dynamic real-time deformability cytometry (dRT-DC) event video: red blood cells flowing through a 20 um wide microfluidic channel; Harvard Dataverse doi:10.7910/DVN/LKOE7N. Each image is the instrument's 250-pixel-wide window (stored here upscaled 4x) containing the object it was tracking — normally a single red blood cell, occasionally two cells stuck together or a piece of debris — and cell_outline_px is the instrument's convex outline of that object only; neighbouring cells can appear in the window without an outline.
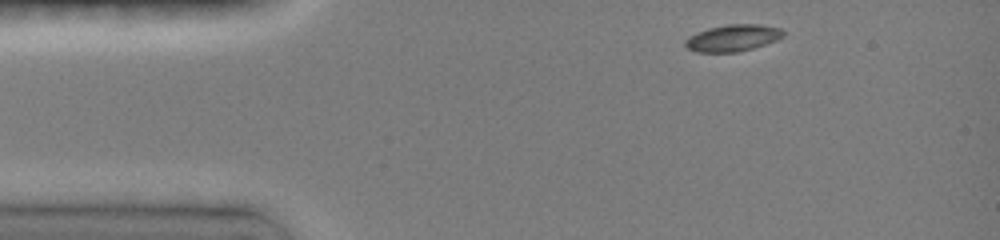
{"species": "common noctule bat (a hibernating species)", "species_latin": "Nyctalus noctula", "temperature_condition": "room temperature", "stored_images_in_passage": 4, "camera_frame_rate_fps": 3000, "um_per_image_px": 0.085, "animal": {"sex": "female", "body_mass_g": 19.0, "forearm_length_mm": 51.5}, "frame": {"image": 1, "passage_image": 1, "time_ms": 0.0, "image_size_px": [1000, 240], "cell_outline_px": [[784, 36], [776, 40], [752, 48], [736, 52], [696, 52], [688, 48], [684, 44], [684, 40], [688, 36], [696, 32], [708, 28], [728, 24], [760, 24], [780, 28], [784, 32]], "centroid_in_image_um": [62.25, 3.22], "position_along_channel_um": 22.7, "area_um2": 15.26}}
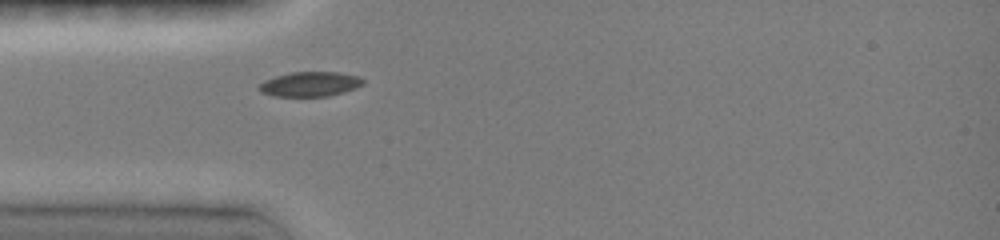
{"frame": {"image": 2, "passage_image": 4, "time_ms": 2.333, "image_size_px": [1000, 240], "cell_outline_px": [[364, 84], [356, 88], [344, 92], [328, 96], [276, 96], [260, 92], [256, 88], [264, 80], [276, 76], [292, 72], [340, 72], [360, 76], [364, 80]], "centroid_in_image_um": [26.37, 7.14], "position_along_channel_um": 58.6, "area_um2": 15.09}}